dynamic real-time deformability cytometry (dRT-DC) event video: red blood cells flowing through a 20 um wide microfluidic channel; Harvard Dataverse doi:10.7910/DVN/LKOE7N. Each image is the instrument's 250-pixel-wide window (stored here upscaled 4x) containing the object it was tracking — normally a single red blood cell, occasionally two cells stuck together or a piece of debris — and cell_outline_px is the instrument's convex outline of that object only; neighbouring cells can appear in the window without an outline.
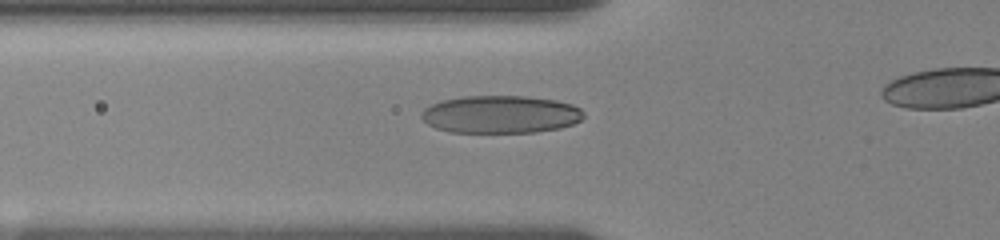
{"species": "human", "species_latin": "Homo sapiens", "temperature_condition": "room temperature", "stored_images_in_passage": 12, "segment_of_instrument_passage": [1, 2], "camera_frame_rate_fps": 3000, "um_per_image_px": 0.085, "donor": {"sex": "female"}, "frame": {"image": 1, "passage_image": 10, "time_ms": 4.667, "image_size_px": [1000, 240], "cell_outline_px": [[584, 116], [580, 120], [572, 124], [560, 128], [536, 132], [448, 132], [436, 128], [428, 124], [420, 116], [420, 112], [424, 108], [440, 100], [464, 96], [528, 96], [556, 100], [572, 104], [580, 108], [584, 112]], "centroid_in_image_um": [42.54, 9.71], "position_along_channel_um": 83.3, "area_um2": 35.84}}